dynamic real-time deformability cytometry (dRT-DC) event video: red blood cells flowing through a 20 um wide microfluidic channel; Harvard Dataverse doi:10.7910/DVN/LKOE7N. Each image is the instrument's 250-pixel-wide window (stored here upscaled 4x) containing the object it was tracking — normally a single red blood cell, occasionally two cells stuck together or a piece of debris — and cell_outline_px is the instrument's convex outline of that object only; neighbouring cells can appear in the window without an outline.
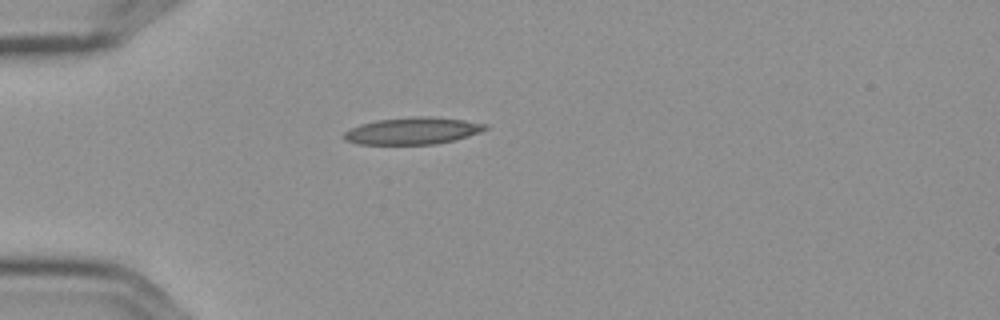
{"species": "Egyptian fruit bat (a non-hibernating species)", "species_latin": "Rousettus aegyptiacus", "temperature_condition": "cold", "stored_images_in_passage": 2, "camera_frame_rate_fps": 3000, "um_per_image_px": 0.085, "frame": {"image": 1, "passage_image": 1, "time_ms": 0.0, "image_size_px": [1000, 320], "cell_outline_px": [[488, 128], [480, 132], [456, 140], [436, 144], [356, 144], [344, 140], [340, 136], [344, 132], [360, 124], [376, 120], [412, 116], [428, 116], [464, 120], [488, 124]], "centroid_in_image_um": [35.06, 11.12], "position_along_channel_um": 49.9, "area_um2": 22.43}}